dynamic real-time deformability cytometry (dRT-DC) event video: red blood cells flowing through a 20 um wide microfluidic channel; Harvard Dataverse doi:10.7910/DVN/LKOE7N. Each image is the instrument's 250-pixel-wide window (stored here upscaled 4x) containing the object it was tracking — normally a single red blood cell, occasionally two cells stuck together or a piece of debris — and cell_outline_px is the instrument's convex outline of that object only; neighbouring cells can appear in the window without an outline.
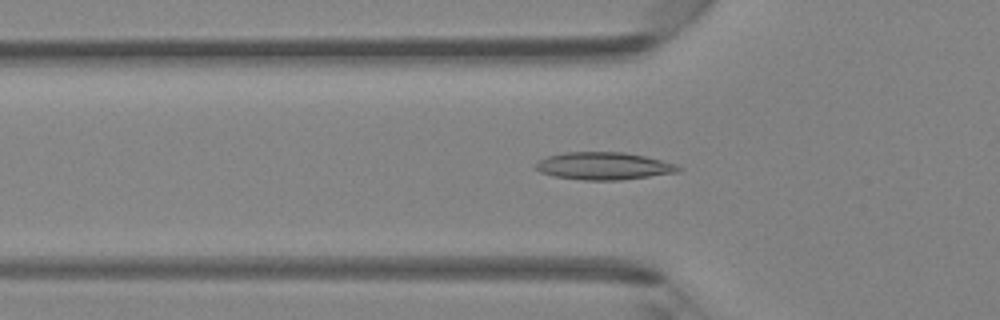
{"species": "Egyptian fruit bat (a non-hibernating species)", "species_latin": "Rousettus aegyptiacus", "temperature_condition": "room temperature", "stored_images_in_passage": 44, "camera_frame_rate_fps": 3000, "um_per_image_px": 0.085, "animal": {"sex": "female"}, "frame": {"image": 1, "passage_image": 13, "time_ms": 4.0, "image_size_px": [1000, 320], "cell_outline_px": [[684, 168], [680, 172], [620, 180], [584, 180], [556, 176], [540, 172], [532, 168], [540, 160], [548, 156], [564, 152], [624, 152], [644, 156], [676, 164]], "centroid_in_image_um": [51.33, 14.11], "position_along_channel_um": 74.5, "area_um2": 22.83}}
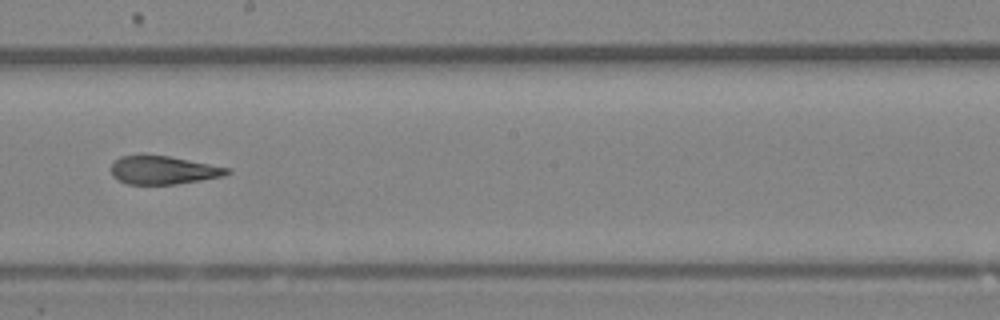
{"frame": {"image": 2, "passage_image": 24, "time_ms": 7.667, "image_size_px": [1000, 320], "cell_outline_px": [[232, 172], [224, 176], [176, 184], [128, 184], [112, 176], [112, 164], [120, 156], [144, 152], [168, 156], [232, 168]], "centroid_in_image_um": [13.88, 14.42], "position_along_channel_um": 234.3, "area_um2": 19.54}}
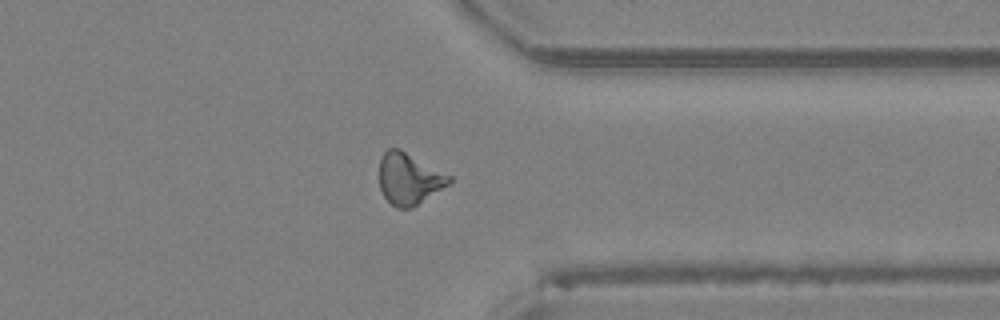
{"frame": {"image": 3, "passage_image": 34, "time_ms": 11.0, "image_size_px": [1000, 320], "cell_outline_px": [[452, 180], [448, 184], [412, 208], [396, 208], [384, 196], [380, 188], [380, 156], [388, 148], [400, 148], [452, 176]], "centroid_in_image_um": [34.76, 15.17], "position_along_channel_um": 376.6, "area_um2": 20.87}, "authors_computed_cell_mechanics": {"area_um2": 20.519, "velocity_mm_per_s": 4.3728, "shape_relaxation_time_tau1_ms": null, "shape_relaxation_time_tau2_ms": 2.6901, "deformation_change_tau1": null, "deformation_change_tau2": 0.1129}}